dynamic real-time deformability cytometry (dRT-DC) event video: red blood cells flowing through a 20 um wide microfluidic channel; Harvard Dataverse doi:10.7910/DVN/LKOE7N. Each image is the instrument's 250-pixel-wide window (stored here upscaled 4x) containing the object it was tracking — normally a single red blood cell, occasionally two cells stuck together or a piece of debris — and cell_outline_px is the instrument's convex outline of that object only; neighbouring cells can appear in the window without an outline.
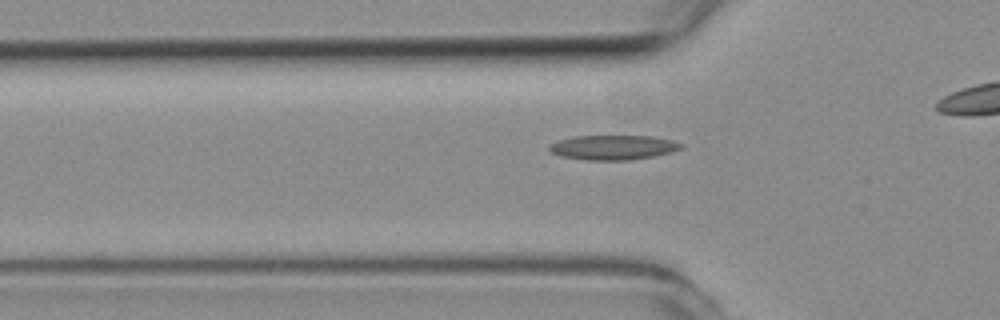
{"species": "common noctule bat (a hibernating species)", "species_latin": "Nyctalus noctula", "temperature_condition": "room temperature", "stored_images_in_passage": 31, "camera_frame_rate_fps": 3000, "um_per_image_px": 0.085, "animal": {"sex": "female", "body_mass_g": 19.3, "forearm_length_mm": 54.1}, "frame": {"image": 1, "passage_image": 5, "time_ms": 1.333, "image_size_px": [1000, 320], "cell_outline_px": [[684, 148], [672, 152], [652, 156], [628, 160], [584, 160], [560, 156], [552, 152], [548, 148], [548, 144], [572, 136], [652, 136], [672, 140], [684, 144]], "centroid_in_image_um": [52.12, 12.53], "position_along_channel_um": 73.7, "area_um2": 19.02}}
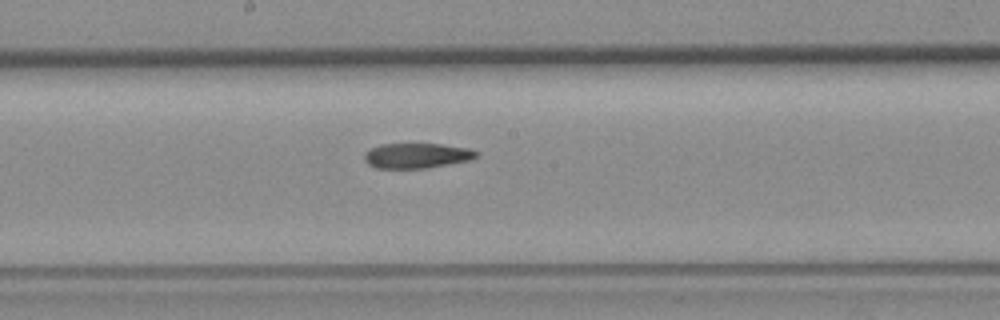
{"frame": {"image": 2, "passage_image": 16, "time_ms": 5.0, "image_size_px": [1000, 320], "cell_outline_px": [[480, 152], [476, 156], [468, 160], [428, 168], [376, 168], [368, 164], [364, 160], [364, 152], [380, 144], [440, 144], [468, 148]], "centroid_in_image_um": [35.39, 13.23], "position_along_channel_um": 212.8, "area_um2": 16.3}}
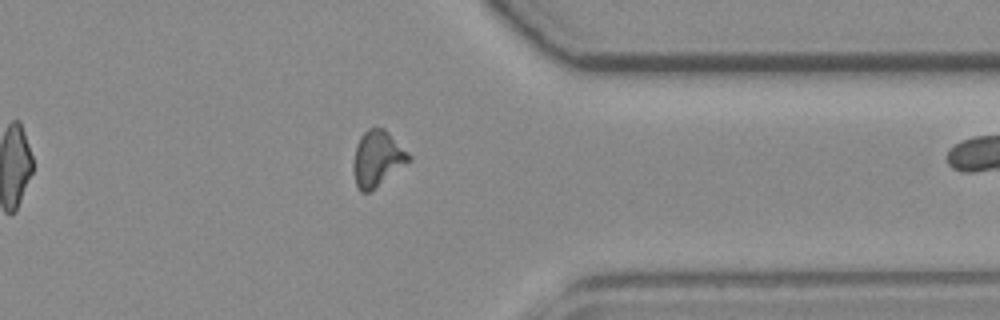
{"frame": {"image": 3, "passage_image": 30, "time_ms": 9.667, "image_size_px": [1000, 320], "cell_outline_px": [[412, 156], [408, 160], [368, 192], [360, 192], [356, 188], [352, 168], [352, 164], [356, 144], [360, 136], [368, 128], [384, 128]], "centroid_in_image_um": [32.0, 13.45], "position_along_channel_um": 379.4, "area_um2": 17.51}}